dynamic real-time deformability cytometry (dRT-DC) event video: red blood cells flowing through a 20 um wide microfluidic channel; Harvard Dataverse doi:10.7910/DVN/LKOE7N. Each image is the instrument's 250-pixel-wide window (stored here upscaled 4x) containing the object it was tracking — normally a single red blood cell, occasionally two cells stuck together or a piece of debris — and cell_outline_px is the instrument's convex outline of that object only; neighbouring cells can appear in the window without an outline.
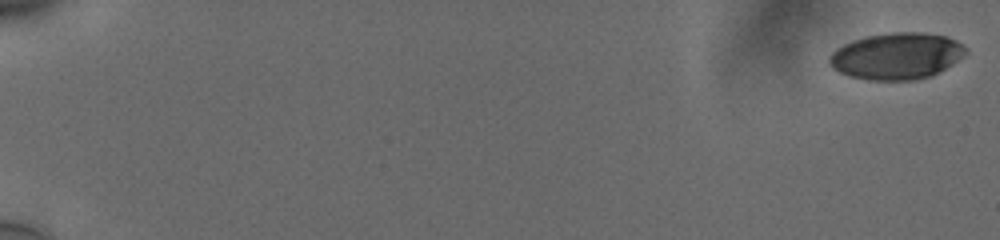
{"species": "human", "species_latin": "Homo sapiens", "temperature_condition": "cold", "stored_images_in_passage": 58, "camera_frame_rate_fps": 3000, "um_per_image_px": 0.085, "donor": {"sex": "male"}, "frame": {"image": 1, "passage_image": 1, "time_ms": 0.0, "image_size_px": [1000, 240], "cell_outline_px": [[968, 52], [964, 56], [952, 64], [932, 76], [916, 80], [868, 80], [848, 76], [832, 68], [828, 60], [828, 56], [836, 48], [852, 40], [864, 36], [892, 32], [924, 32], [948, 36], [964, 44], [968, 48]], "centroid_in_image_um": [76.23, 4.75], "position_along_channel_um": 8.8, "area_um2": 37.57}}
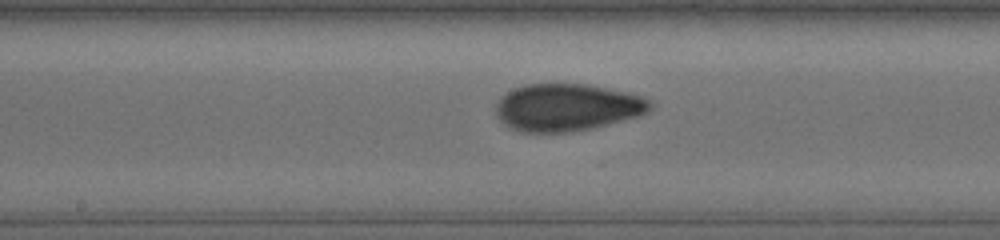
{"frame": {"image": 2, "passage_image": 33, "time_ms": 10.667, "image_size_px": [1000, 240], "cell_outline_px": [[652, 108], [636, 116], [592, 128], [572, 132], [520, 132], [508, 128], [496, 116], [496, 104], [500, 96], [524, 84], [584, 84], [628, 92], [640, 96], [648, 100], [652, 104]], "centroid_in_image_um": [48.13, 9.13], "position_along_channel_um": 200.1, "area_um2": 42.31}}
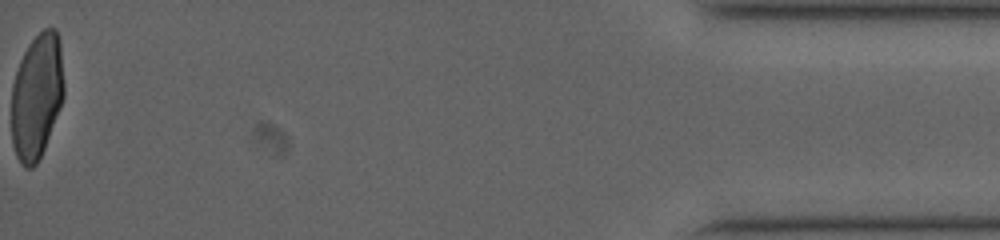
{"frame": {"image": 3, "passage_image": 58, "time_ms": 19.0, "image_size_px": [1000, 240], "cell_outline_px": [[64, 96], [44, 148], [36, 164], [32, 168], [24, 168], [20, 164], [16, 156], [12, 144], [12, 84], [20, 60], [28, 44], [44, 28], [56, 28], [60, 40], [64, 84]], "centroid_in_image_um": [3.12, 8.17], "position_along_channel_um": 432.1, "area_um2": 38.38}, "authors_computed_cell_mechanics": {"area_um2": 40.0265, "velocity_mm_per_s": 3.7676, "shape_relaxation_time_tau1_ms": 7.6558, "shape_relaxation_time_tau2_ms": 1.3469, "deformation_change_tau1": 0.197, "deformation_change_tau2": 0.0657}}